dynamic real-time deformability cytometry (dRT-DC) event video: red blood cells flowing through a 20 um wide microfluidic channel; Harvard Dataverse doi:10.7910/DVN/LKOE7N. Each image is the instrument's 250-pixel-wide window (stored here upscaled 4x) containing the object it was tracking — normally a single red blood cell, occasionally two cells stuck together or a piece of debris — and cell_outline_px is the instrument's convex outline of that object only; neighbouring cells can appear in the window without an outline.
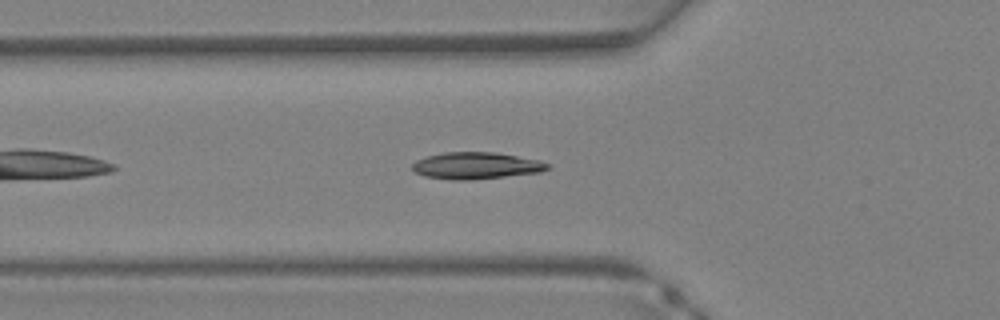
{"species": "Egyptian fruit bat (a non-hibernating species)", "species_latin": "Rousettus aegyptiacus", "temperature_condition": "warm", "stored_images_in_passage": 24, "camera_frame_rate_fps": 3000, "um_per_image_px": 0.085, "animal": {"sex": "female"}, "frame": {"image": 1, "passage_image": 4, "time_ms": 1.0, "image_size_px": [1000, 320], "cell_outline_px": [[552, 168], [540, 172], [468, 180], [452, 180], [424, 176], [416, 172], [412, 168], [412, 164], [416, 160], [428, 156], [444, 152], [496, 152], [540, 160], [552, 164]], "centroid_in_image_um": [40.51, 14.07], "position_along_channel_um": 85.3, "area_um2": 21.15}}
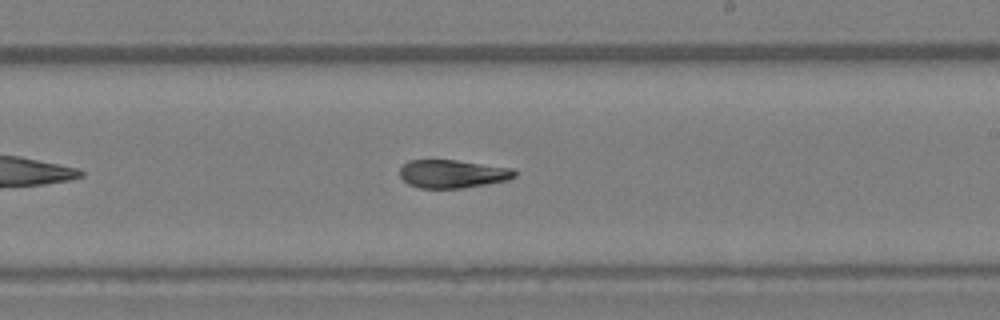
{"frame": {"image": 2, "passage_image": 13, "time_ms": 4.0, "image_size_px": [1000, 320], "cell_outline_px": [[516, 176], [508, 180], [488, 184], [464, 188], [420, 188], [408, 184], [400, 176], [400, 168], [408, 160], [456, 160], [512, 168], [516, 172]], "centroid_in_image_um": [38.47, 14.78], "position_along_channel_um": 250.5, "area_um2": 18.9}}
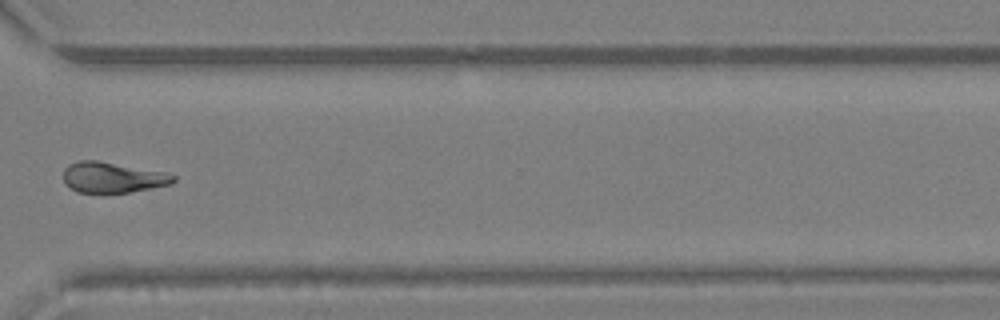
{"frame": {"image": 3, "passage_image": 19, "time_ms": 6.0, "image_size_px": [1000, 320], "cell_outline_px": [[176, 180], [172, 184], [152, 188], [104, 196], [76, 192], [64, 180], [64, 168], [68, 164], [80, 160], [96, 160], [164, 172], [176, 176]], "centroid_in_image_um": [9.55, 15.12], "position_along_channel_um": 361.0, "area_um2": 20.11}}